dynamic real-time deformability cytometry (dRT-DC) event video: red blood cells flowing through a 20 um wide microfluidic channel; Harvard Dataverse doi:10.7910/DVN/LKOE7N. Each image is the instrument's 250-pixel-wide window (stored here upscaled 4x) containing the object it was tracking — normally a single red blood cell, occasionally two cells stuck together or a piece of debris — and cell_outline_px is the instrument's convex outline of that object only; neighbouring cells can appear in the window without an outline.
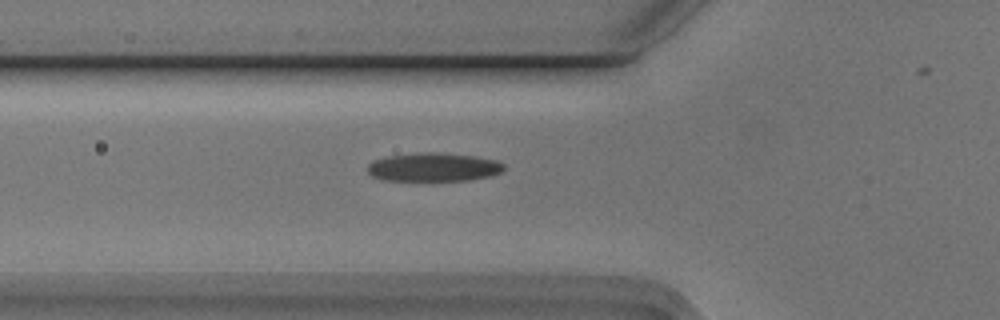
{"species": "Egyptian fruit bat (a non-hibernating species)", "species_latin": "Rousettus aegyptiacus", "temperature_condition": "cold", "stored_images_in_passage": 27, "camera_frame_rate_fps": 3000, "um_per_image_px": 0.085, "animal": {"sex": "male"}, "frame": {"image": 1, "passage_image": 2, "time_ms": 0.333, "image_size_px": [1000, 320], "cell_outline_px": [[504, 168], [500, 172], [488, 176], [468, 180], [380, 180], [372, 176], [368, 172], [368, 164], [372, 160], [388, 156], [420, 152], [436, 152], [476, 156], [496, 160], [504, 164]], "centroid_in_image_um": [36.82, 14.19], "position_along_channel_um": 89.0, "area_um2": 22.66}}
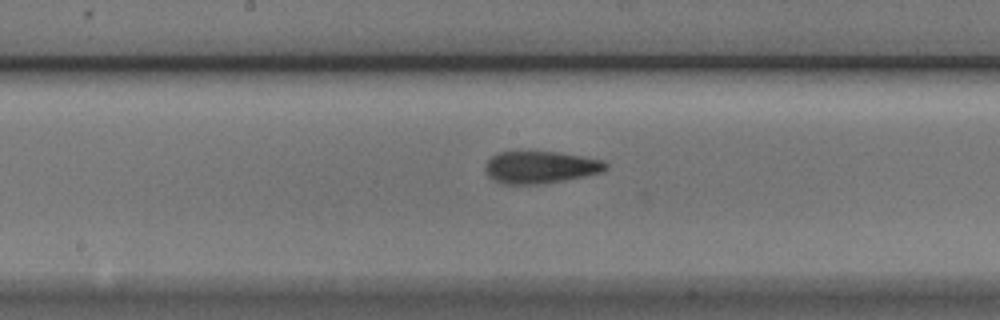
{"frame": {"image": 2, "passage_image": 11, "time_ms": 3.333, "image_size_px": [1000, 320], "cell_outline_px": [[608, 168], [604, 172], [544, 184], [500, 184], [488, 176], [484, 168], [484, 164], [492, 156], [500, 152], [556, 152], [604, 160], [608, 164]], "centroid_in_image_um": [45.94, 14.23], "position_along_channel_um": 202.3, "area_um2": 22.72}}
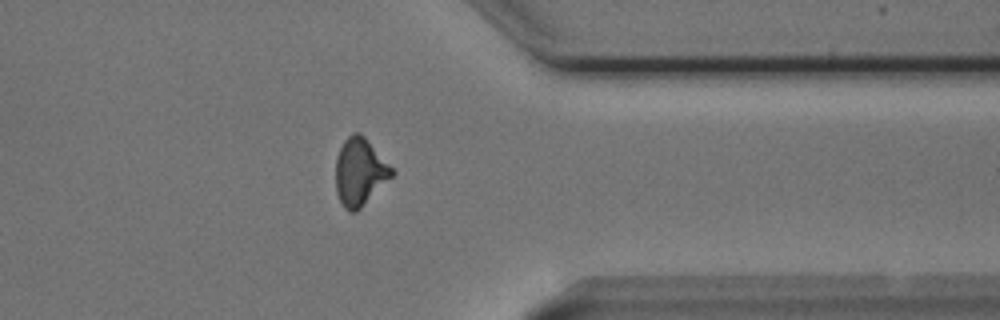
{"frame": {"image": 3, "passage_image": 26, "time_ms": 8.333, "image_size_px": [1000, 320], "cell_outline_px": [[396, 172], [356, 212], [348, 212], [344, 208], [336, 192], [336, 156], [344, 140], [352, 132], [360, 132], [364, 136]], "centroid_in_image_um": [30.56, 14.6], "position_along_channel_um": 380.8, "area_um2": 21.85}}